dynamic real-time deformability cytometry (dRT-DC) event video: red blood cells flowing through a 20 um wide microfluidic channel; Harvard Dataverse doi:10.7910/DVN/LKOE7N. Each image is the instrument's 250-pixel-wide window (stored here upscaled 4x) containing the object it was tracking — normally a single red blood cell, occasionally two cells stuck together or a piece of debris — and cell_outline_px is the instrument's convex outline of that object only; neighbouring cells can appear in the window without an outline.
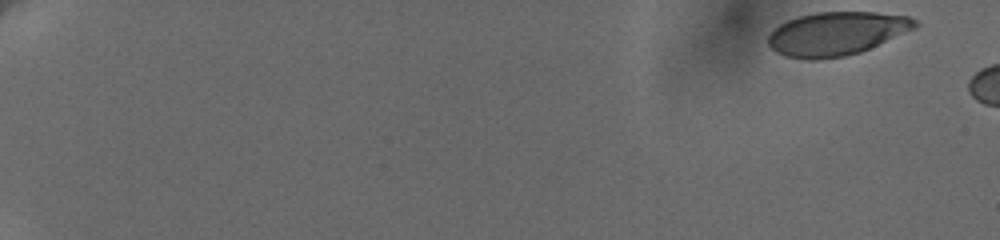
{"species": "human", "species_latin": "Homo sapiens", "temperature_condition": "cold", "stored_images_in_passage": 7, "camera_frame_rate_fps": 3000, "um_per_image_px": 0.085, "donor": {"sex": "female"}, "frame": {"image": 1, "passage_image": 1, "time_ms": 0.0, "image_size_px": [1000, 240], "cell_outline_px": [[920, 24], [916, 28], [860, 52], [844, 56], [820, 60], [808, 60], [784, 56], [776, 52], [768, 44], [768, 36], [780, 24], [788, 20], [800, 16], [816, 12], [876, 12], [908, 16], [916, 20]], "centroid_in_image_um": [71.11, 2.86], "position_along_channel_um": 13.9, "area_um2": 37.22}}